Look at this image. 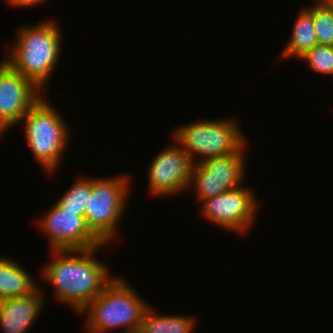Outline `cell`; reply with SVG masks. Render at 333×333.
<instances>
[{
  "label": "cell",
  "instance_id": "8992f818",
  "mask_svg": "<svg viewBox=\"0 0 333 333\" xmlns=\"http://www.w3.org/2000/svg\"><path fill=\"white\" fill-rule=\"evenodd\" d=\"M126 176L92 178V191L85 210L86 224L92 233L107 244L117 232L129 192Z\"/></svg>",
  "mask_w": 333,
  "mask_h": 333
},
{
  "label": "cell",
  "instance_id": "9a60e30c",
  "mask_svg": "<svg viewBox=\"0 0 333 333\" xmlns=\"http://www.w3.org/2000/svg\"><path fill=\"white\" fill-rule=\"evenodd\" d=\"M149 307L143 314L141 327L144 333H192L195 320L183 315L157 316Z\"/></svg>",
  "mask_w": 333,
  "mask_h": 333
},
{
  "label": "cell",
  "instance_id": "5b68a950",
  "mask_svg": "<svg viewBox=\"0 0 333 333\" xmlns=\"http://www.w3.org/2000/svg\"><path fill=\"white\" fill-rule=\"evenodd\" d=\"M237 122L228 120H199L180 126L173 132V140L189 155L192 162L195 154L203 162L214 157L237 152L247 141ZM238 125V126H237Z\"/></svg>",
  "mask_w": 333,
  "mask_h": 333
},
{
  "label": "cell",
  "instance_id": "ffe728a7",
  "mask_svg": "<svg viewBox=\"0 0 333 333\" xmlns=\"http://www.w3.org/2000/svg\"><path fill=\"white\" fill-rule=\"evenodd\" d=\"M333 11V0H323Z\"/></svg>",
  "mask_w": 333,
  "mask_h": 333
},
{
  "label": "cell",
  "instance_id": "8fae6325",
  "mask_svg": "<svg viewBox=\"0 0 333 333\" xmlns=\"http://www.w3.org/2000/svg\"><path fill=\"white\" fill-rule=\"evenodd\" d=\"M163 149L149 168L148 185L151 195H175L190 186L193 162L177 144Z\"/></svg>",
  "mask_w": 333,
  "mask_h": 333
},
{
  "label": "cell",
  "instance_id": "d6986e66",
  "mask_svg": "<svg viewBox=\"0 0 333 333\" xmlns=\"http://www.w3.org/2000/svg\"><path fill=\"white\" fill-rule=\"evenodd\" d=\"M8 4H10L11 6L14 7H31V6H36L40 3H42L43 1L45 2V0H6Z\"/></svg>",
  "mask_w": 333,
  "mask_h": 333
},
{
  "label": "cell",
  "instance_id": "9c48e42d",
  "mask_svg": "<svg viewBox=\"0 0 333 333\" xmlns=\"http://www.w3.org/2000/svg\"><path fill=\"white\" fill-rule=\"evenodd\" d=\"M40 88L13 70L4 60L0 63V136L22 121L27 111L41 98Z\"/></svg>",
  "mask_w": 333,
  "mask_h": 333
},
{
  "label": "cell",
  "instance_id": "30bf717a",
  "mask_svg": "<svg viewBox=\"0 0 333 333\" xmlns=\"http://www.w3.org/2000/svg\"><path fill=\"white\" fill-rule=\"evenodd\" d=\"M254 193L240 186L215 197L202 200V213L208 221L222 228L242 232L248 231L256 215L257 204Z\"/></svg>",
  "mask_w": 333,
  "mask_h": 333
},
{
  "label": "cell",
  "instance_id": "3957f363",
  "mask_svg": "<svg viewBox=\"0 0 333 333\" xmlns=\"http://www.w3.org/2000/svg\"><path fill=\"white\" fill-rule=\"evenodd\" d=\"M149 307L122 278H113L104 290L81 312H87L88 333H107L125 328L129 332L141 327L144 312Z\"/></svg>",
  "mask_w": 333,
  "mask_h": 333
},
{
  "label": "cell",
  "instance_id": "2e32d148",
  "mask_svg": "<svg viewBox=\"0 0 333 333\" xmlns=\"http://www.w3.org/2000/svg\"><path fill=\"white\" fill-rule=\"evenodd\" d=\"M92 191V178H80L71 185L57 203L66 211L82 212L85 216L86 205Z\"/></svg>",
  "mask_w": 333,
  "mask_h": 333
},
{
  "label": "cell",
  "instance_id": "7a4b0ae2",
  "mask_svg": "<svg viewBox=\"0 0 333 333\" xmlns=\"http://www.w3.org/2000/svg\"><path fill=\"white\" fill-rule=\"evenodd\" d=\"M60 28L53 21L24 26L18 31L17 43L3 60L41 90L51 78L61 51Z\"/></svg>",
  "mask_w": 333,
  "mask_h": 333
},
{
  "label": "cell",
  "instance_id": "52a82bcc",
  "mask_svg": "<svg viewBox=\"0 0 333 333\" xmlns=\"http://www.w3.org/2000/svg\"><path fill=\"white\" fill-rule=\"evenodd\" d=\"M245 145L233 154L193 163L190 186L194 183L198 200L215 197L242 186Z\"/></svg>",
  "mask_w": 333,
  "mask_h": 333
},
{
  "label": "cell",
  "instance_id": "ac0fdd59",
  "mask_svg": "<svg viewBox=\"0 0 333 333\" xmlns=\"http://www.w3.org/2000/svg\"><path fill=\"white\" fill-rule=\"evenodd\" d=\"M300 59L308 62L310 69L320 74H333V46L315 45Z\"/></svg>",
  "mask_w": 333,
  "mask_h": 333
},
{
  "label": "cell",
  "instance_id": "277c9868",
  "mask_svg": "<svg viewBox=\"0 0 333 333\" xmlns=\"http://www.w3.org/2000/svg\"><path fill=\"white\" fill-rule=\"evenodd\" d=\"M26 144L48 173L58 169L66 150L69 129L63 117L44 97L23 116Z\"/></svg>",
  "mask_w": 333,
  "mask_h": 333
},
{
  "label": "cell",
  "instance_id": "6da1fadb",
  "mask_svg": "<svg viewBox=\"0 0 333 333\" xmlns=\"http://www.w3.org/2000/svg\"><path fill=\"white\" fill-rule=\"evenodd\" d=\"M98 248L52 250L53 261L42 271L46 281L55 289L58 302L73 307L78 314L113 279L109 268L94 257Z\"/></svg>",
  "mask_w": 333,
  "mask_h": 333
},
{
  "label": "cell",
  "instance_id": "7c38bea8",
  "mask_svg": "<svg viewBox=\"0 0 333 333\" xmlns=\"http://www.w3.org/2000/svg\"><path fill=\"white\" fill-rule=\"evenodd\" d=\"M44 301L40 287L26 296L0 300L2 332L26 333L44 307Z\"/></svg>",
  "mask_w": 333,
  "mask_h": 333
},
{
  "label": "cell",
  "instance_id": "4fadbf2b",
  "mask_svg": "<svg viewBox=\"0 0 333 333\" xmlns=\"http://www.w3.org/2000/svg\"><path fill=\"white\" fill-rule=\"evenodd\" d=\"M14 259L0 257V300L26 296L39 286Z\"/></svg>",
  "mask_w": 333,
  "mask_h": 333
},
{
  "label": "cell",
  "instance_id": "ba28073f",
  "mask_svg": "<svg viewBox=\"0 0 333 333\" xmlns=\"http://www.w3.org/2000/svg\"><path fill=\"white\" fill-rule=\"evenodd\" d=\"M40 220L42 231L49 237L51 250L102 248V243L89 229L82 212L63 209L57 202Z\"/></svg>",
  "mask_w": 333,
  "mask_h": 333
},
{
  "label": "cell",
  "instance_id": "44dd1931",
  "mask_svg": "<svg viewBox=\"0 0 333 333\" xmlns=\"http://www.w3.org/2000/svg\"><path fill=\"white\" fill-rule=\"evenodd\" d=\"M125 333H144V332L142 331V329L138 328V329H134V330H131V331L125 332Z\"/></svg>",
  "mask_w": 333,
  "mask_h": 333
},
{
  "label": "cell",
  "instance_id": "e0dca14e",
  "mask_svg": "<svg viewBox=\"0 0 333 333\" xmlns=\"http://www.w3.org/2000/svg\"><path fill=\"white\" fill-rule=\"evenodd\" d=\"M313 20L318 45L333 46V11L323 0L313 5Z\"/></svg>",
  "mask_w": 333,
  "mask_h": 333
},
{
  "label": "cell",
  "instance_id": "5bb4252c",
  "mask_svg": "<svg viewBox=\"0 0 333 333\" xmlns=\"http://www.w3.org/2000/svg\"><path fill=\"white\" fill-rule=\"evenodd\" d=\"M315 45H318V43L315 33L312 5L307 8H302L300 13L297 15V20L294 23L291 38L287 42V45L281 54V58L284 59L297 56V58L300 59Z\"/></svg>",
  "mask_w": 333,
  "mask_h": 333
}]
</instances>
